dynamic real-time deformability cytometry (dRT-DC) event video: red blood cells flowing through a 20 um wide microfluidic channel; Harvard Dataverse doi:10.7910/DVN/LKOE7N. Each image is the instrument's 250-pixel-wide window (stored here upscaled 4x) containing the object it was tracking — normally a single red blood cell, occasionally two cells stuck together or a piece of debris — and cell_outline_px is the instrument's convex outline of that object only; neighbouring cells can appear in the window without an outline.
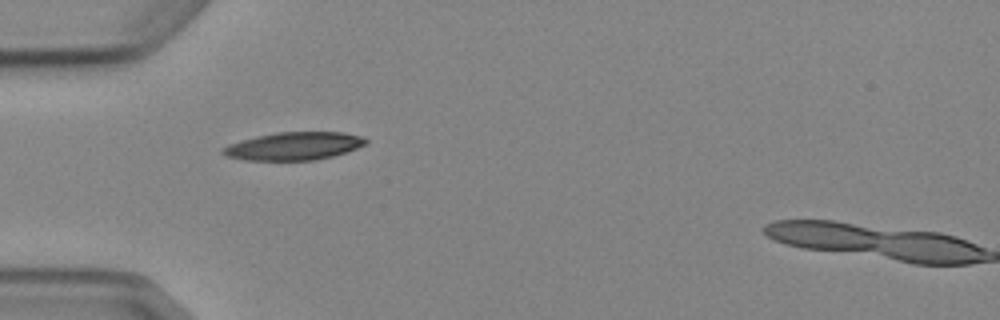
{"species": "Egyptian fruit bat (a non-hibernating species)", "species_latin": "Rousettus aegyptiacus", "temperature_condition": "cold", "stored_images_in_passage": 5, "camera_frame_rate_fps": 3000, "um_per_image_px": 0.085, "animal": {"sex": "female"}, "frame": {"image": 1, "passage_image": 1, "time_ms": 0.0, "image_size_px": [1000, 320], "cell_outline_px": [[368, 144], [332, 156], [312, 160], [244, 160], [228, 156], [220, 152], [220, 148], [228, 144], [256, 136], [276, 132], [344, 132], [364, 136], [368, 140]], "centroid_in_image_um": [24.98, 12.4], "position_along_channel_um": 60.0, "area_um2": 23.29}}
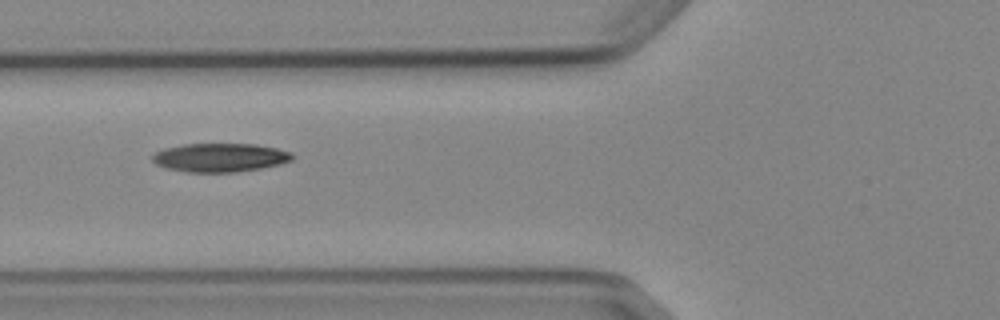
{"frame": {"image": 2, "passage_image": 2, "time_ms": 1.333, "image_size_px": [1000, 320], "cell_outline_px": [[292, 160], [280, 164], [260, 168], [236, 172], [188, 172], [164, 168], [156, 164], [152, 160], [152, 156], [156, 152], [164, 148], [184, 144], [256, 144], [276, 148], [292, 152]], "centroid_in_image_um": [18.68, 13.39], "position_along_channel_um": 107.1, "area_um2": 23.35}}